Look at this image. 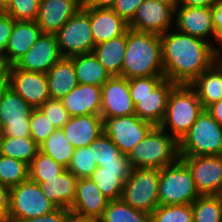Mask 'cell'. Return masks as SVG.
Here are the masks:
<instances>
[{
  "instance_id": "obj_1",
  "label": "cell",
  "mask_w": 222,
  "mask_h": 222,
  "mask_svg": "<svg viewBox=\"0 0 222 222\" xmlns=\"http://www.w3.org/2000/svg\"><path fill=\"white\" fill-rule=\"evenodd\" d=\"M160 35L165 79L190 85L215 63L217 46L183 32Z\"/></svg>"
},
{
  "instance_id": "obj_2",
  "label": "cell",
  "mask_w": 222,
  "mask_h": 222,
  "mask_svg": "<svg viewBox=\"0 0 222 222\" xmlns=\"http://www.w3.org/2000/svg\"><path fill=\"white\" fill-rule=\"evenodd\" d=\"M149 76H164L160 35L128 29L121 77Z\"/></svg>"
},
{
  "instance_id": "obj_3",
  "label": "cell",
  "mask_w": 222,
  "mask_h": 222,
  "mask_svg": "<svg viewBox=\"0 0 222 222\" xmlns=\"http://www.w3.org/2000/svg\"><path fill=\"white\" fill-rule=\"evenodd\" d=\"M129 91L135 114L155 126L162 122L171 90L177 85L165 76L130 78Z\"/></svg>"
},
{
  "instance_id": "obj_4",
  "label": "cell",
  "mask_w": 222,
  "mask_h": 222,
  "mask_svg": "<svg viewBox=\"0 0 222 222\" xmlns=\"http://www.w3.org/2000/svg\"><path fill=\"white\" fill-rule=\"evenodd\" d=\"M127 156L132 168L161 169L180 159L179 141L155 126Z\"/></svg>"
},
{
  "instance_id": "obj_5",
  "label": "cell",
  "mask_w": 222,
  "mask_h": 222,
  "mask_svg": "<svg viewBox=\"0 0 222 222\" xmlns=\"http://www.w3.org/2000/svg\"><path fill=\"white\" fill-rule=\"evenodd\" d=\"M204 110L196 91L186 84H177L168 98L164 118L159 127L166 131L171 129L170 136L178 141L189 131Z\"/></svg>"
},
{
  "instance_id": "obj_6",
  "label": "cell",
  "mask_w": 222,
  "mask_h": 222,
  "mask_svg": "<svg viewBox=\"0 0 222 222\" xmlns=\"http://www.w3.org/2000/svg\"><path fill=\"white\" fill-rule=\"evenodd\" d=\"M180 157L222 155V126L204 109L179 141Z\"/></svg>"
},
{
  "instance_id": "obj_7",
  "label": "cell",
  "mask_w": 222,
  "mask_h": 222,
  "mask_svg": "<svg viewBox=\"0 0 222 222\" xmlns=\"http://www.w3.org/2000/svg\"><path fill=\"white\" fill-rule=\"evenodd\" d=\"M159 205H191L199 196L187 165L179 159L159 171Z\"/></svg>"
},
{
  "instance_id": "obj_8",
  "label": "cell",
  "mask_w": 222,
  "mask_h": 222,
  "mask_svg": "<svg viewBox=\"0 0 222 222\" xmlns=\"http://www.w3.org/2000/svg\"><path fill=\"white\" fill-rule=\"evenodd\" d=\"M159 171L156 168H132L124 182L121 199L132 208L151 214L159 206Z\"/></svg>"
},
{
  "instance_id": "obj_9",
  "label": "cell",
  "mask_w": 222,
  "mask_h": 222,
  "mask_svg": "<svg viewBox=\"0 0 222 222\" xmlns=\"http://www.w3.org/2000/svg\"><path fill=\"white\" fill-rule=\"evenodd\" d=\"M56 208L39 184L29 178L10 188L9 222L43 216Z\"/></svg>"
},
{
  "instance_id": "obj_10",
  "label": "cell",
  "mask_w": 222,
  "mask_h": 222,
  "mask_svg": "<svg viewBox=\"0 0 222 222\" xmlns=\"http://www.w3.org/2000/svg\"><path fill=\"white\" fill-rule=\"evenodd\" d=\"M55 35L62 57L91 53L95 46L89 14L82 7Z\"/></svg>"
},
{
  "instance_id": "obj_11",
  "label": "cell",
  "mask_w": 222,
  "mask_h": 222,
  "mask_svg": "<svg viewBox=\"0 0 222 222\" xmlns=\"http://www.w3.org/2000/svg\"><path fill=\"white\" fill-rule=\"evenodd\" d=\"M154 127V124L140 119L136 114L103 118V132L120 149L121 153L127 155Z\"/></svg>"
},
{
  "instance_id": "obj_12",
  "label": "cell",
  "mask_w": 222,
  "mask_h": 222,
  "mask_svg": "<svg viewBox=\"0 0 222 222\" xmlns=\"http://www.w3.org/2000/svg\"><path fill=\"white\" fill-rule=\"evenodd\" d=\"M34 108L10 87L0 100V135L30 136L29 120Z\"/></svg>"
},
{
  "instance_id": "obj_13",
  "label": "cell",
  "mask_w": 222,
  "mask_h": 222,
  "mask_svg": "<svg viewBox=\"0 0 222 222\" xmlns=\"http://www.w3.org/2000/svg\"><path fill=\"white\" fill-rule=\"evenodd\" d=\"M6 74L9 87L34 109L50 99L45 73L23 71L11 65L6 67Z\"/></svg>"
},
{
  "instance_id": "obj_14",
  "label": "cell",
  "mask_w": 222,
  "mask_h": 222,
  "mask_svg": "<svg viewBox=\"0 0 222 222\" xmlns=\"http://www.w3.org/2000/svg\"><path fill=\"white\" fill-rule=\"evenodd\" d=\"M191 171L201 196L219 195L222 186V155L180 157Z\"/></svg>"
},
{
  "instance_id": "obj_15",
  "label": "cell",
  "mask_w": 222,
  "mask_h": 222,
  "mask_svg": "<svg viewBox=\"0 0 222 222\" xmlns=\"http://www.w3.org/2000/svg\"><path fill=\"white\" fill-rule=\"evenodd\" d=\"M174 14L175 10L171 6L158 0H144L128 27L137 32L162 35L173 26Z\"/></svg>"
},
{
  "instance_id": "obj_16",
  "label": "cell",
  "mask_w": 222,
  "mask_h": 222,
  "mask_svg": "<svg viewBox=\"0 0 222 222\" xmlns=\"http://www.w3.org/2000/svg\"><path fill=\"white\" fill-rule=\"evenodd\" d=\"M100 115L102 118L135 115L128 79L112 76L101 86Z\"/></svg>"
},
{
  "instance_id": "obj_17",
  "label": "cell",
  "mask_w": 222,
  "mask_h": 222,
  "mask_svg": "<svg viewBox=\"0 0 222 222\" xmlns=\"http://www.w3.org/2000/svg\"><path fill=\"white\" fill-rule=\"evenodd\" d=\"M61 58L56 35L42 34L13 65L23 71L46 74Z\"/></svg>"
},
{
  "instance_id": "obj_18",
  "label": "cell",
  "mask_w": 222,
  "mask_h": 222,
  "mask_svg": "<svg viewBox=\"0 0 222 222\" xmlns=\"http://www.w3.org/2000/svg\"><path fill=\"white\" fill-rule=\"evenodd\" d=\"M175 26L178 31L207 40L211 34L215 41V29L212 18V7H185L175 9Z\"/></svg>"
},
{
  "instance_id": "obj_19",
  "label": "cell",
  "mask_w": 222,
  "mask_h": 222,
  "mask_svg": "<svg viewBox=\"0 0 222 222\" xmlns=\"http://www.w3.org/2000/svg\"><path fill=\"white\" fill-rule=\"evenodd\" d=\"M81 7V0H40L36 21L43 34L55 35Z\"/></svg>"
},
{
  "instance_id": "obj_20",
  "label": "cell",
  "mask_w": 222,
  "mask_h": 222,
  "mask_svg": "<svg viewBox=\"0 0 222 222\" xmlns=\"http://www.w3.org/2000/svg\"><path fill=\"white\" fill-rule=\"evenodd\" d=\"M43 34L37 21L15 20L5 48L4 64L13 65Z\"/></svg>"
},
{
  "instance_id": "obj_21",
  "label": "cell",
  "mask_w": 222,
  "mask_h": 222,
  "mask_svg": "<svg viewBox=\"0 0 222 222\" xmlns=\"http://www.w3.org/2000/svg\"><path fill=\"white\" fill-rule=\"evenodd\" d=\"M90 18L91 33L96 44L122 36L129 29L111 8H83Z\"/></svg>"
},
{
  "instance_id": "obj_22",
  "label": "cell",
  "mask_w": 222,
  "mask_h": 222,
  "mask_svg": "<svg viewBox=\"0 0 222 222\" xmlns=\"http://www.w3.org/2000/svg\"><path fill=\"white\" fill-rule=\"evenodd\" d=\"M108 202L90 178H78L76 196L69 210L81 216L99 219Z\"/></svg>"
},
{
  "instance_id": "obj_23",
  "label": "cell",
  "mask_w": 222,
  "mask_h": 222,
  "mask_svg": "<svg viewBox=\"0 0 222 222\" xmlns=\"http://www.w3.org/2000/svg\"><path fill=\"white\" fill-rule=\"evenodd\" d=\"M60 101L70 117L100 115L101 86L78 84Z\"/></svg>"
},
{
  "instance_id": "obj_24",
  "label": "cell",
  "mask_w": 222,
  "mask_h": 222,
  "mask_svg": "<svg viewBox=\"0 0 222 222\" xmlns=\"http://www.w3.org/2000/svg\"><path fill=\"white\" fill-rule=\"evenodd\" d=\"M62 130L75 149L89 146L103 133V118L101 115L70 117Z\"/></svg>"
},
{
  "instance_id": "obj_25",
  "label": "cell",
  "mask_w": 222,
  "mask_h": 222,
  "mask_svg": "<svg viewBox=\"0 0 222 222\" xmlns=\"http://www.w3.org/2000/svg\"><path fill=\"white\" fill-rule=\"evenodd\" d=\"M78 178L65 169L59 176L45 178L39 186L48 200L59 208L70 209L76 196Z\"/></svg>"
},
{
  "instance_id": "obj_26",
  "label": "cell",
  "mask_w": 222,
  "mask_h": 222,
  "mask_svg": "<svg viewBox=\"0 0 222 222\" xmlns=\"http://www.w3.org/2000/svg\"><path fill=\"white\" fill-rule=\"evenodd\" d=\"M51 99L61 100L78 85L73 61L62 57L46 73Z\"/></svg>"
},
{
  "instance_id": "obj_27",
  "label": "cell",
  "mask_w": 222,
  "mask_h": 222,
  "mask_svg": "<svg viewBox=\"0 0 222 222\" xmlns=\"http://www.w3.org/2000/svg\"><path fill=\"white\" fill-rule=\"evenodd\" d=\"M127 31L124 35L101 42L94 46L92 53L104 66L110 76H121L126 53Z\"/></svg>"
},
{
  "instance_id": "obj_28",
  "label": "cell",
  "mask_w": 222,
  "mask_h": 222,
  "mask_svg": "<svg viewBox=\"0 0 222 222\" xmlns=\"http://www.w3.org/2000/svg\"><path fill=\"white\" fill-rule=\"evenodd\" d=\"M190 86L196 91L203 108L222 99V71L214 63L203 71Z\"/></svg>"
},
{
  "instance_id": "obj_29",
  "label": "cell",
  "mask_w": 222,
  "mask_h": 222,
  "mask_svg": "<svg viewBox=\"0 0 222 222\" xmlns=\"http://www.w3.org/2000/svg\"><path fill=\"white\" fill-rule=\"evenodd\" d=\"M70 58L73 61L78 84L102 86L111 77L92 52Z\"/></svg>"
},
{
  "instance_id": "obj_30",
  "label": "cell",
  "mask_w": 222,
  "mask_h": 222,
  "mask_svg": "<svg viewBox=\"0 0 222 222\" xmlns=\"http://www.w3.org/2000/svg\"><path fill=\"white\" fill-rule=\"evenodd\" d=\"M39 151V145L31 136L9 137L0 135V155L24 161L30 164Z\"/></svg>"
},
{
  "instance_id": "obj_31",
  "label": "cell",
  "mask_w": 222,
  "mask_h": 222,
  "mask_svg": "<svg viewBox=\"0 0 222 222\" xmlns=\"http://www.w3.org/2000/svg\"><path fill=\"white\" fill-rule=\"evenodd\" d=\"M89 178L101 193L111 201L121 199L124 182L128 177L121 171L104 170L98 166Z\"/></svg>"
},
{
  "instance_id": "obj_32",
  "label": "cell",
  "mask_w": 222,
  "mask_h": 222,
  "mask_svg": "<svg viewBox=\"0 0 222 222\" xmlns=\"http://www.w3.org/2000/svg\"><path fill=\"white\" fill-rule=\"evenodd\" d=\"M39 151L67 168L72 160L75 148L70 144L63 130L57 129L39 145Z\"/></svg>"
},
{
  "instance_id": "obj_33",
  "label": "cell",
  "mask_w": 222,
  "mask_h": 222,
  "mask_svg": "<svg viewBox=\"0 0 222 222\" xmlns=\"http://www.w3.org/2000/svg\"><path fill=\"white\" fill-rule=\"evenodd\" d=\"M99 222H151V215L134 209L122 199H118L108 202Z\"/></svg>"
},
{
  "instance_id": "obj_34",
  "label": "cell",
  "mask_w": 222,
  "mask_h": 222,
  "mask_svg": "<svg viewBox=\"0 0 222 222\" xmlns=\"http://www.w3.org/2000/svg\"><path fill=\"white\" fill-rule=\"evenodd\" d=\"M193 222H222V197L199 196L192 204Z\"/></svg>"
},
{
  "instance_id": "obj_35",
  "label": "cell",
  "mask_w": 222,
  "mask_h": 222,
  "mask_svg": "<svg viewBox=\"0 0 222 222\" xmlns=\"http://www.w3.org/2000/svg\"><path fill=\"white\" fill-rule=\"evenodd\" d=\"M28 178V164L18 159L0 155V184L10 189Z\"/></svg>"
},
{
  "instance_id": "obj_36",
  "label": "cell",
  "mask_w": 222,
  "mask_h": 222,
  "mask_svg": "<svg viewBox=\"0 0 222 222\" xmlns=\"http://www.w3.org/2000/svg\"><path fill=\"white\" fill-rule=\"evenodd\" d=\"M95 151L97 149L93 144L75 149L66 169L77 178H89L98 167Z\"/></svg>"
},
{
  "instance_id": "obj_37",
  "label": "cell",
  "mask_w": 222,
  "mask_h": 222,
  "mask_svg": "<svg viewBox=\"0 0 222 222\" xmlns=\"http://www.w3.org/2000/svg\"><path fill=\"white\" fill-rule=\"evenodd\" d=\"M65 169L50 156L38 151L29 164V179L39 184L44 182L45 178L59 176Z\"/></svg>"
},
{
  "instance_id": "obj_38",
  "label": "cell",
  "mask_w": 222,
  "mask_h": 222,
  "mask_svg": "<svg viewBox=\"0 0 222 222\" xmlns=\"http://www.w3.org/2000/svg\"><path fill=\"white\" fill-rule=\"evenodd\" d=\"M150 215L151 222H193L191 205H159Z\"/></svg>"
},
{
  "instance_id": "obj_39",
  "label": "cell",
  "mask_w": 222,
  "mask_h": 222,
  "mask_svg": "<svg viewBox=\"0 0 222 222\" xmlns=\"http://www.w3.org/2000/svg\"><path fill=\"white\" fill-rule=\"evenodd\" d=\"M97 166L109 161H129L127 154L121 153L120 149L103 132L94 142Z\"/></svg>"
},
{
  "instance_id": "obj_40",
  "label": "cell",
  "mask_w": 222,
  "mask_h": 222,
  "mask_svg": "<svg viewBox=\"0 0 222 222\" xmlns=\"http://www.w3.org/2000/svg\"><path fill=\"white\" fill-rule=\"evenodd\" d=\"M30 136L40 145L43 143L57 128L50 120L37 108L34 109L29 120Z\"/></svg>"
},
{
  "instance_id": "obj_41",
  "label": "cell",
  "mask_w": 222,
  "mask_h": 222,
  "mask_svg": "<svg viewBox=\"0 0 222 222\" xmlns=\"http://www.w3.org/2000/svg\"><path fill=\"white\" fill-rule=\"evenodd\" d=\"M40 0H12L4 11L14 20L36 21L39 12Z\"/></svg>"
},
{
  "instance_id": "obj_42",
  "label": "cell",
  "mask_w": 222,
  "mask_h": 222,
  "mask_svg": "<svg viewBox=\"0 0 222 222\" xmlns=\"http://www.w3.org/2000/svg\"><path fill=\"white\" fill-rule=\"evenodd\" d=\"M57 128L62 127L69 121L70 115L60 100L48 99L43 105L38 108Z\"/></svg>"
},
{
  "instance_id": "obj_43",
  "label": "cell",
  "mask_w": 222,
  "mask_h": 222,
  "mask_svg": "<svg viewBox=\"0 0 222 222\" xmlns=\"http://www.w3.org/2000/svg\"><path fill=\"white\" fill-rule=\"evenodd\" d=\"M143 1L144 0H116L111 9L129 24Z\"/></svg>"
},
{
  "instance_id": "obj_44",
  "label": "cell",
  "mask_w": 222,
  "mask_h": 222,
  "mask_svg": "<svg viewBox=\"0 0 222 222\" xmlns=\"http://www.w3.org/2000/svg\"><path fill=\"white\" fill-rule=\"evenodd\" d=\"M15 20L7 13L0 11V58L4 62V53Z\"/></svg>"
},
{
  "instance_id": "obj_45",
  "label": "cell",
  "mask_w": 222,
  "mask_h": 222,
  "mask_svg": "<svg viewBox=\"0 0 222 222\" xmlns=\"http://www.w3.org/2000/svg\"><path fill=\"white\" fill-rule=\"evenodd\" d=\"M212 18L215 29V41L219 43L217 51H222V0L212 6Z\"/></svg>"
},
{
  "instance_id": "obj_46",
  "label": "cell",
  "mask_w": 222,
  "mask_h": 222,
  "mask_svg": "<svg viewBox=\"0 0 222 222\" xmlns=\"http://www.w3.org/2000/svg\"><path fill=\"white\" fill-rule=\"evenodd\" d=\"M70 210L57 207L55 210L44 214L43 216L30 218L18 222H65L66 216Z\"/></svg>"
},
{
  "instance_id": "obj_47",
  "label": "cell",
  "mask_w": 222,
  "mask_h": 222,
  "mask_svg": "<svg viewBox=\"0 0 222 222\" xmlns=\"http://www.w3.org/2000/svg\"><path fill=\"white\" fill-rule=\"evenodd\" d=\"M10 189L0 184V222H9Z\"/></svg>"
},
{
  "instance_id": "obj_48",
  "label": "cell",
  "mask_w": 222,
  "mask_h": 222,
  "mask_svg": "<svg viewBox=\"0 0 222 222\" xmlns=\"http://www.w3.org/2000/svg\"><path fill=\"white\" fill-rule=\"evenodd\" d=\"M100 167L104 170H111V171H121L127 177L130 176L132 171V166L129 161H109L103 162Z\"/></svg>"
},
{
  "instance_id": "obj_49",
  "label": "cell",
  "mask_w": 222,
  "mask_h": 222,
  "mask_svg": "<svg viewBox=\"0 0 222 222\" xmlns=\"http://www.w3.org/2000/svg\"><path fill=\"white\" fill-rule=\"evenodd\" d=\"M116 0H82V8H112Z\"/></svg>"
},
{
  "instance_id": "obj_50",
  "label": "cell",
  "mask_w": 222,
  "mask_h": 222,
  "mask_svg": "<svg viewBox=\"0 0 222 222\" xmlns=\"http://www.w3.org/2000/svg\"><path fill=\"white\" fill-rule=\"evenodd\" d=\"M218 0H178V6L185 7H212Z\"/></svg>"
},
{
  "instance_id": "obj_51",
  "label": "cell",
  "mask_w": 222,
  "mask_h": 222,
  "mask_svg": "<svg viewBox=\"0 0 222 222\" xmlns=\"http://www.w3.org/2000/svg\"><path fill=\"white\" fill-rule=\"evenodd\" d=\"M206 111L222 126V99L209 105Z\"/></svg>"
},
{
  "instance_id": "obj_52",
  "label": "cell",
  "mask_w": 222,
  "mask_h": 222,
  "mask_svg": "<svg viewBox=\"0 0 222 222\" xmlns=\"http://www.w3.org/2000/svg\"><path fill=\"white\" fill-rule=\"evenodd\" d=\"M65 222H99V219L94 217L81 216L72 211H69Z\"/></svg>"
},
{
  "instance_id": "obj_53",
  "label": "cell",
  "mask_w": 222,
  "mask_h": 222,
  "mask_svg": "<svg viewBox=\"0 0 222 222\" xmlns=\"http://www.w3.org/2000/svg\"><path fill=\"white\" fill-rule=\"evenodd\" d=\"M9 87L8 76L6 72L0 77V100L4 94V92Z\"/></svg>"
},
{
  "instance_id": "obj_54",
  "label": "cell",
  "mask_w": 222,
  "mask_h": 222,
  "mask_svg": "<svg viewBox=\"0 0 222 222\" xmlns=\"http://www.w3.org/2000/svg\"><path fill=\"white\" fill-rule=\"evenodd\" d=\"M160 3L171 6L174 10L178 6V0H158Z\"/></svg>"
},
{
  "instance_id": "obj_55",
  "label": "cell",
  "mask_w": 222,
  "mask_h": 222,
  "mask_svg": "<svg viewBox=\"0 0 222 222\" xmlns=\"http://www.w3.org/2000/svg\"><path fill=\"white\" fill-rule=\"evenodd\" d=\"M222 51H217L215 55V64L221 69L222 71Z\"/></svg>"
},
{
  "instance_id": "obj_56",
  "label": "cell",
  "mask_w": 222,
  "mask_h": 222,
  "mask_svg": "<svg viewBox=\"0 0 222 222\" xmlns=\"http://www.w3.org/2000/svg\"><path fill=\"white\" fill-rule=\"evenodd\" d=\"M11 2L12 0H0V11L4 12L9 7Z\"/></svg>"
},
{
  "instance_id": "obj_57",
  "label": "cell",
  "mask_w": 222,
  "mask_h": 222,
  "mask_svg": "<svg viewBox=\"0 0 222 222\" xmlns=\"http://www.w3.org/2000/svg\"><path fill=\"white\" fill-rule=\"evenodd\" d=\"M6 72V66L3 60L0 58V77Z\"/></svg>"
},
{
  "instance_id": "obj_58",
  "label": "cell",
  "mask_w": 222,
  "mask_h": 222,
  "mask_svg": "<svg viewBox=\"0 0 222 222\" xmlns=\"http://www.w3.org/2000/svg\"><path fill=\"white\" fill-rule=\"evenodd\" d=\"M219 196L222 197V186H221V190H220V192H219Z\"/></svg>"
}]
</instances>
